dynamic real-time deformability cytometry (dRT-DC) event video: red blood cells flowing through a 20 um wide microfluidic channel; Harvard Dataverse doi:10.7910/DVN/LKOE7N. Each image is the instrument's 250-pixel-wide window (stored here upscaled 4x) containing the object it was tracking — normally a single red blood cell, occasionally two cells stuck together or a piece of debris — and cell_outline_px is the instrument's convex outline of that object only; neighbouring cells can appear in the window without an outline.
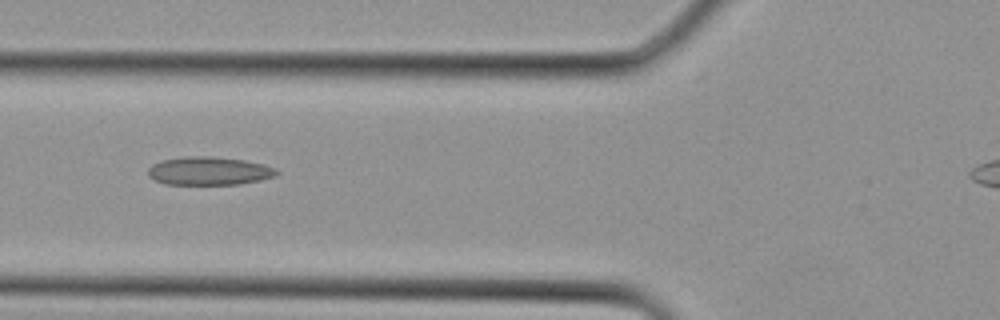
{"species": "Egyptian fruit bat (a non-hibernating species)", "species_latin": "Rousettus aegyptiacus", "temperature_condition": "cold", "stored_images_in_passage": 7, "camera_frame_rate_fps": 3000, "um_per_image_px": 0.085, "animal": {"sex": "female"}, "frame": {"image": 1, "passage_image": 5, "time_ms": 1.333, "image_size_px": [1000, 320], "cell_outline_px": [[280, 172], [276, 176], [260, 180], [240, 184], [164, 184], [148, 176], [148, 168], [152, 164], [164, 160], [184, 156], [212, 156], [244, 160], [264, 164], [276, 168]], "centroid_in_image_um": [17.8, 14.52], "position_along_channel_um": 108.0, "area_um2": 21.27}}
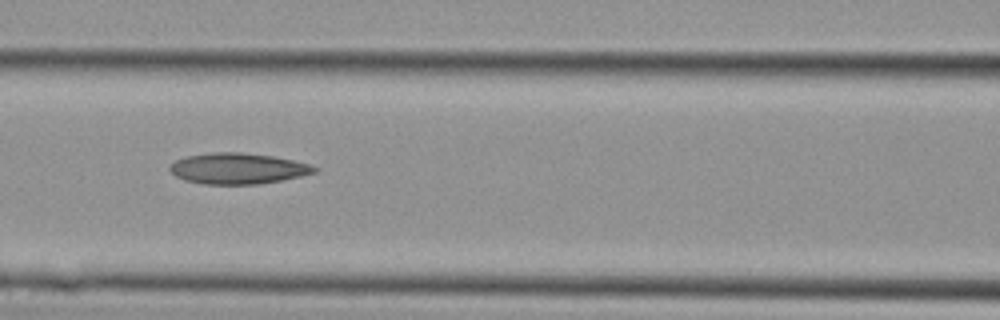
{"frame": {"image": 2, "passage_image": 7, "time_ms": 2.0, "image_size_px": [1000, 320], "cell_outline_px": [[320, 168], [316, 172], [300, 176], [260, 184], [204, 184], [184, 180], [176, 176], [168, 168], [176, 160], [188, 156], [212, 152], [240, 152], [272, 156], [292, 160], [308, 164]], "centroid_in_image_um": [20.22, 14.32], "position_along_channel_um": 146.4, "area_um2": 25.84}}